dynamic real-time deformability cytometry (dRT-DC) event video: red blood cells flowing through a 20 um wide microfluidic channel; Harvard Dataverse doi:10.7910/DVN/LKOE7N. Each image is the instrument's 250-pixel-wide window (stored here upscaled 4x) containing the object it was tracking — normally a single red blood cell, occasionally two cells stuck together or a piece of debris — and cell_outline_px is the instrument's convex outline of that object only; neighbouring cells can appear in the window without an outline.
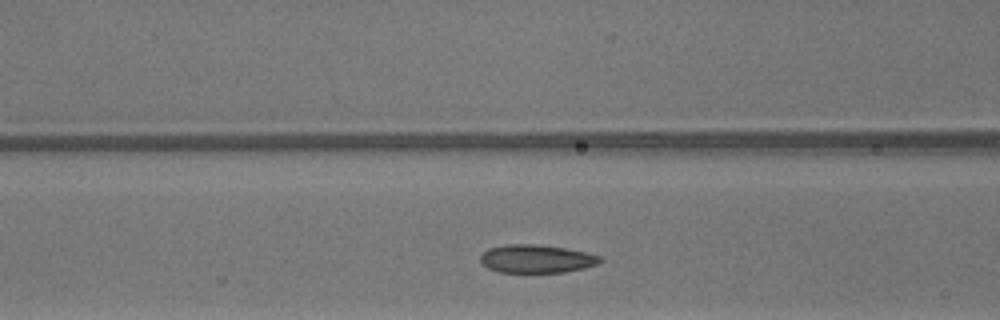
{"species": "common noctule bat (a hibernating species)", "species_latin": "Nyctalus noctula", "temperature_condition": "warm", "stored_images_in_passage": 28, "camera_frame_rate_fps": 3000, "um_per_image_px": 0.085, "animal": {"sex": "male", "body_mass_g": 13.3}, "frame": {"image": 1, "passage_image": 10, "time_ms": 3.0, "image_size_px": [1000, 320], "cell_outline_px": [[604, 260], [596, 264], [584, 268], [564, 272], [500, 272], [488, 268], [480, 264], [480, 256], [488, 248], [508, 244], [536, 244], [564, 248], [584, 252], [600, 256]], "centroid_in_image_um": [45.57, 22.0], "position_along_channel_um": 121.0, "area_um2": 19.59}}
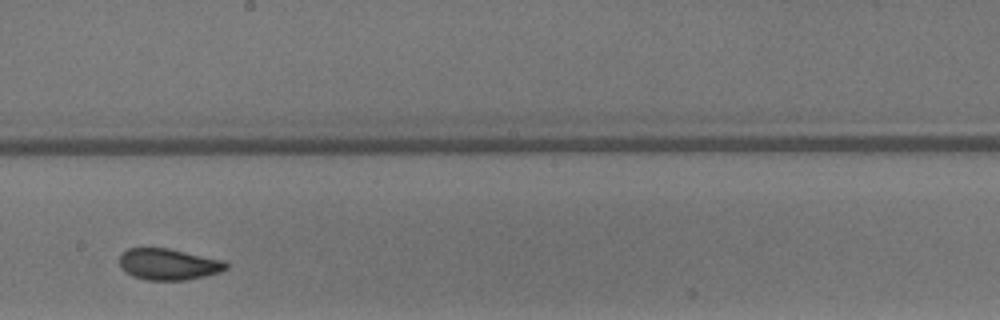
{"frame": {"image": 2, "passage_image": 18, "time_ms": 5.667, "image_size_px": [1000, 320], "cell_outline_px": [[228, 268], [220, 272], [188, 280], [148, 280], [132, 276], [124, 272], [120, 268], [120, 256], [128, 248], [168, 248], [224, 260], [228, 264]], "centroid_in_image_um": [14.32, 22.47], "position_along_channel_um": 233.9, "area_um2": 19.54}}
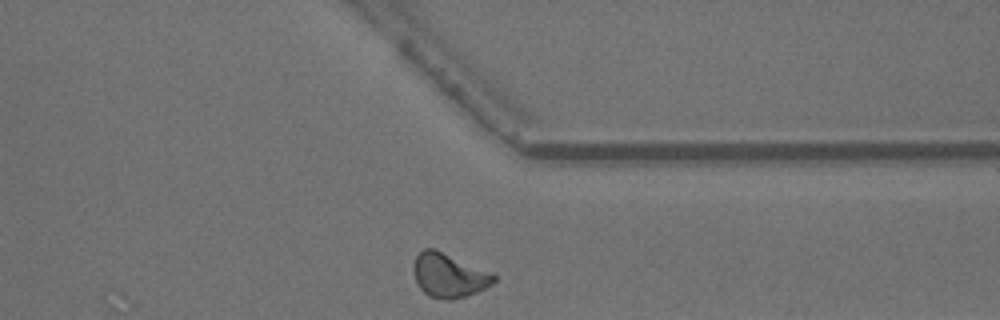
{"frame": {"image": 3, "passage_image": 28, "time_ms": 9.0, "image_size_px": [1000, 320], "cell_outline_px": [[496, 280], [492, 284], [476, 292], [452, 300], [444, 300], [428, 296], [420, 288], [416, 280], [412, 268], [416, 256], [424, 248], [432, 248], [492, 272], [496, 276]], "centroid_in_image_um": [38.15, 23.42], "position_along_channel_um": 373.3, "area_um2": 20.46}, "authors_computed_cell_mechanics": {"area_um2": 19.652, "velocity_mm_per_s": 4.2366, "shape_relaxation_time_tau1_ms": 9.1328, "shape_relaxation_time_tau2_ms": 1.3124, "deformation_change_tau1": 0.1946, "deformation_change_tau2": 0.069}}